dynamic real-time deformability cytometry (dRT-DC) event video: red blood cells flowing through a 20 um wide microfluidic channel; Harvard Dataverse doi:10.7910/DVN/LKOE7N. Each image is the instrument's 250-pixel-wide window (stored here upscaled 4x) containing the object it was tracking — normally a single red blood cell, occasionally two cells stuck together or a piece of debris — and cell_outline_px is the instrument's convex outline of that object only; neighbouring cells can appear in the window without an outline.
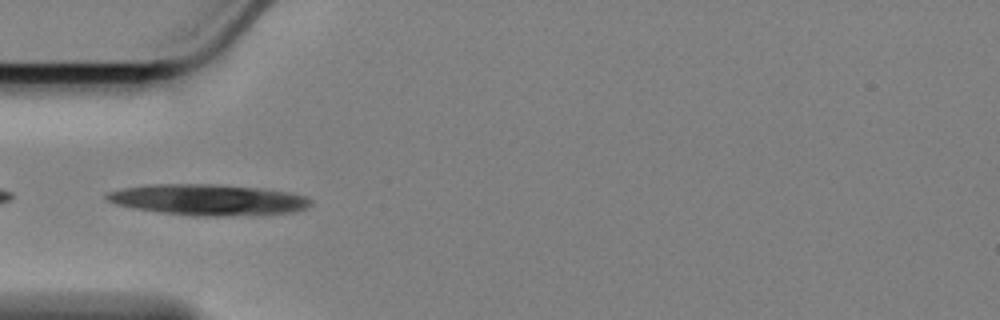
{"species": "Egyptian fruit bat (a non-hibernating species)", "species_latin": "Rousettus aegyptiacus", "temperature_condition": "cold", "stored_images_in_passage": 41, "camera_frame_rate_fps": 3000, "um_per_image_px": 0.085, "animal": {"sex": "female"}, "frame": {"image": 1, "passage_image": 1, "time_ms": 0.0, "image_size_px": [1000, 320], "cell_outline_px": [[312, 204], [304, 208], [292, 212], [256, 216], [192, 216], [160, 212], [132, 208], [116, 204], [108, 200], [104, 196], [108, 192], [124, 188], [152, 184], [212, 184], [256, 188], [288, 192], [308, 196], [312, 200]], "centroid_in_image_um": [17.73, 17.0], "position_along_channel_um": 67.3, "area_um2": 37.05}}
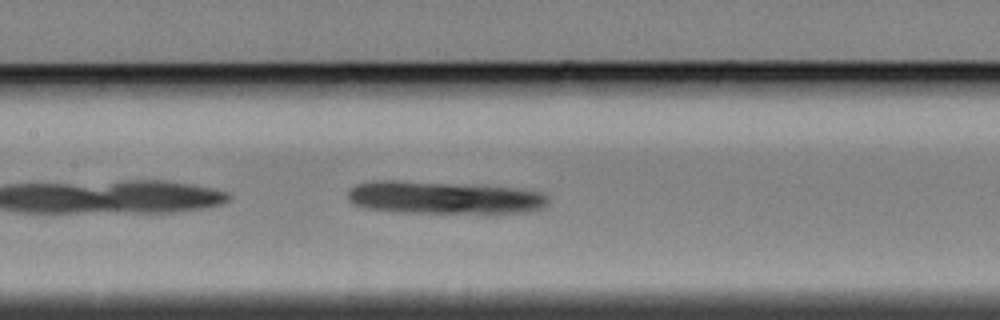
{"frame": {"image": 2, "passage_image": 10, "time_ms": 3.0, "image_size_px": [1000, 320], "cell_outline_px": [[548, 204], [544, 208], [528, 212], [392, 212], [364, 208], [352, 204], [348, 200], [348, 188], [356, 184], [376, 180], [392, 180], [516, 188], [540, 192], [548, 196]], "centroid_in_image_um": [37.66, 16.8], "position_along_channel_um": 169.7, "area_um2": 37.86}}
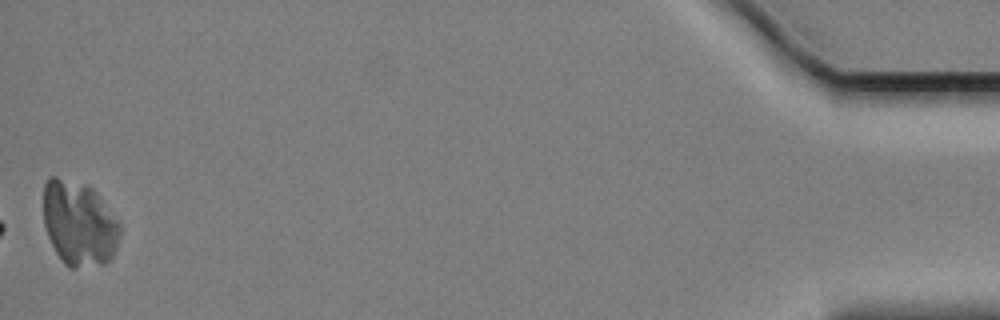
{"frame": {"image": 3, "passage_image": 41, "time_ms": 13.333, "image_size_px": [1000, 320], "cell_outline_px": [[120, 236], [116, 248], [112, 256], [104, 264], [76, 268], [68, 268], [64, 264], [56, 252], [48, 236], [44, 224], [44, 184], [48, 176], [56, 176], [88, 184], [92, 188], [120, 224]], "centroid_in_image_um": [6.7, 18.99], "position_along_channel_um": 428.5, "area_um2": 37.92}}